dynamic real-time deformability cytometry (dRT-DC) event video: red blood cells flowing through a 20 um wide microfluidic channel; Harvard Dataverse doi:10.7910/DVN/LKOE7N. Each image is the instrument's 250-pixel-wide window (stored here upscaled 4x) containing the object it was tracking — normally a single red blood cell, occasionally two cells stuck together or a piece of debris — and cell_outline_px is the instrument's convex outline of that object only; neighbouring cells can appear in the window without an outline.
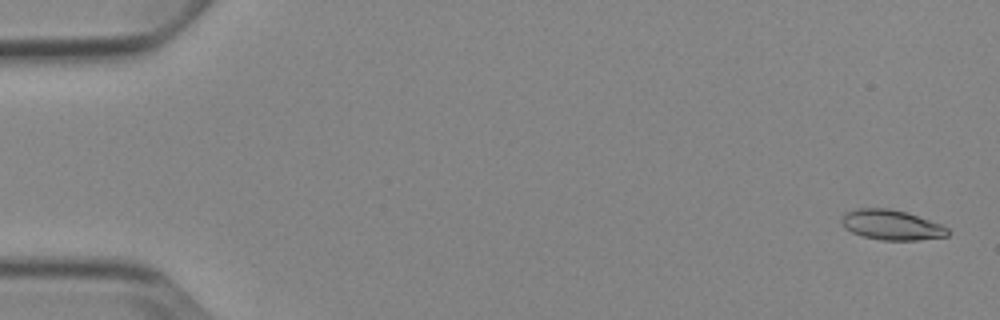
{"species": "Egyptian fruit bat (a non-hibernating species)", "species_latin": "Rousettus aegyptiacus", "temperature_condition": "cold", "stored_images_in_passage": 6, "camera_frame_rate_fps": 3000, "um_per_image_px": 0.085, "animal": {"sex": "female"}, "frame": {"image": 1, "passage_image": 1, "time_ms": 0.0, "image_size_px": [1000, 320], "cell_outline_px": [[948, 236], [916, 240], [880, 240], [864, 236], [852, 232], [844, 228], [840, 220], [844, 212], [856, 208], [888, 208], [904, 212], [940, 224], [948, 228]], "centroid_in_image_um": [75.71, 19.11], "position_along_channel_um": 9.3, "area_um2": 18.44}}
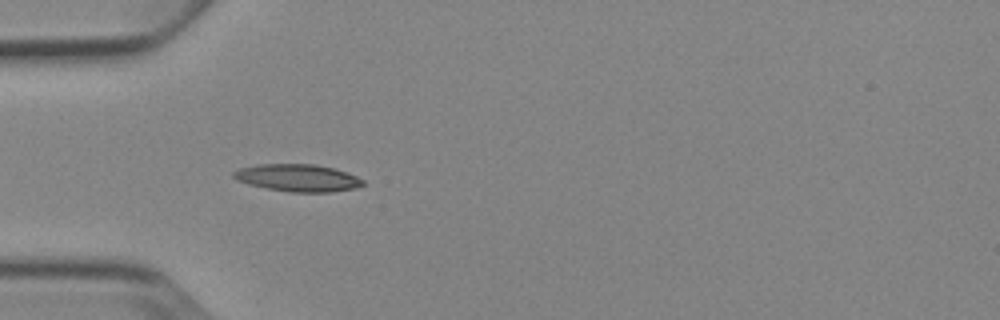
{"frame": {"image": 2, "passage_image": 5, "time_ms": 5.0, "image_size_px": [1000, 320], "cell_outline_px": [[364, 184], [356, 188], [332, 192], [288, 192], [248, 184], [236, 180], [232, 176], [232, 172], [240, 168], [256, 164], [316, 164], [336, 168], [348, 172], [364, 180]], "centroid_in_image_um": [25.32, 15.11], "position_along_channel_um": 59.7, "area_um2": 20.81}}
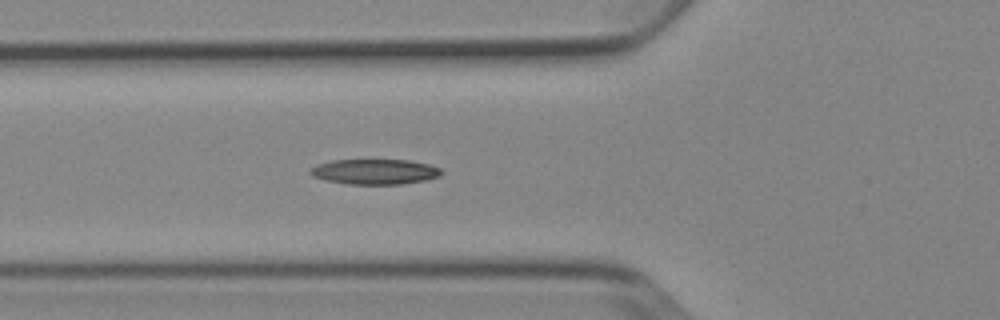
{"frame": {"image": 3, "passage_image": 6, "time_ms": 6.0, "image_size_px": [1000, 320], "cell_outline_px": [[444, 172], [440, 176], [424, 180], [404, 184], [348, 184], [324, 180], [312, 176], [308, 172], [316, 164], [332, 160], [408, 160], [428, 164], [440, 168]], "centroid_in_image_um": [31.85, 14.59], "position_along_channel_um": 94.0, "area_um2": 19.36}}